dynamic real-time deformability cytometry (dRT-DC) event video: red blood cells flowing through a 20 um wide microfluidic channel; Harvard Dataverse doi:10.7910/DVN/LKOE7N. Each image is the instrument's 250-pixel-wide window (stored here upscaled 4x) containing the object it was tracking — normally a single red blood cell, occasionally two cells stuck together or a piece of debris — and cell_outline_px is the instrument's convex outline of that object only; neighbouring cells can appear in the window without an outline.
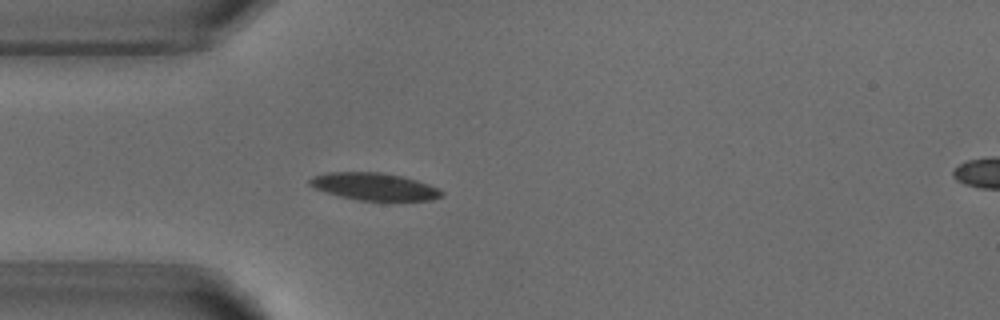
{"species": "common noctule bat (a hibernating species)", "species_latin": "Nyctalus noctula", "temperature_condition": "warm", "stored_images_in_passage": 4, "segment_of_instrument_passage": [1, 2], "camera_frame_rate_fps": 3000, "um_per_image_px": 0.085, "animal": {"sex": "male", "body_mass_g": 18.8}, "frame": {"image": 1, "passage_image": 3, "time_ms": 2.333, "image_size_px": [1000, 320], "cell_outline_px": [[444, 192], [440, 196], [432, 200], [360, 200], [340, 196], [316, 188], [308, 184], [308, 180], [312, 176], [328, 172], [380, 172], [404, 176], [428, 184]], "centroid_in_image_um": [31.79, 15.84], "position_along_channel_um": 53.2, "area_um2": 20.75}}